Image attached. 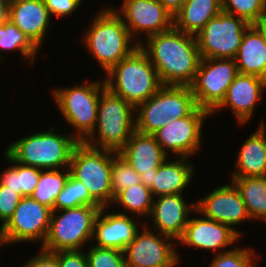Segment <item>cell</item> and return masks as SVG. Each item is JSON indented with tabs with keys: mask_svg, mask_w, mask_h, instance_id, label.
<instances>
[{
	"mask_svg": "<svg viewBox=\"0 0 266 267\" xmlns=\"http://www.w3.org/2000/svg\"><path fill=\"white\" fill-rule=\"evenodd\" d=\"M142 41L139 47L155 67L162 85L192 84L201 60L195 35L173 26Z\"/></svg>",
	"mask_w": 266,
	"mask_h": 267,
	"instance_id": "obj_1",
	"label": "cell"
},
{
	"mask_svg": "<svg viewBox=\"0 0 266 267\" xmlns=\"http://www.w3.org/2000/svg\"><path fill=\"white\" fill-rule=\"evenodd\" d=\"M99 9L88 23L90 25L82 35L81 42L106 74L139 45L134 42L122 18L111 6Z\"/></svg>",
	"mask_w": 266,
	"mask_h": 267,
	"instance_id": "obj_2",
	"label": "cell"
},
{
	"mask_svg": "<svg viewBox=\"0 0 266 267\" xmlns=\"http://www.w3.org/2000/svg\"><path fill=\"white\" fill-rule=\"evenodd\" d=\"M56 127L23 136L11 142L5 151L20 164L46 169L69 168L71 154L79 143L69 132Z\"/></svg>",
	"mask_w": 266,
	"mask_h": 267,
	"instance_id": "obj_3",
	"label": "cell"
},
{
	"mask_svg": "<svg viewBox=\"0 0 266 267\" xmlns=\"http://www.w3.org/2000/svg\"><path fill=\"white\" fill-rule=\"evenodd\" d=\"M104 75L106 88L134 108L153 96L162 86L155 67L140 47Z\"/></svg>",
	"mask_w": 266,
	"mask_h": 267,
	"instance_id": "obj_4",
	"label": "cell"
},
{
	"mask_svg": "<svg viewBox=\"0 0 266 267\" xmlns=\"http://www.w3.org/2000/svg\"><path fill=\"white\" fill-rule=\"evenodd\" d=\"M135 131V108L105 88L98 103L97 122L83 141L97 149L119 152Z\"/></svg>",
	"mask_w": 266,
	"mask_h": 267,
	"instance_id": "obj_5",
	"label": "cell"
},
{
	"mask_svg": "<svg viewBox=\"0 0 266 267\" xmlns=\"http://www.w3.org/2000/svg\"><path fill=\"white\" fill-rule=\"evenodd\" d=\"M103 78L69 87L51 88L53 101L60 115L75 130L71 135L83 142L94 130L97 122L98 103L106 88ZM74 133V134H73Z\"/></svg>",
	"mask_w": 266,
	"mask_h": 267,
	"instance_id": "obj_6",
	"label": "cell"
},
{
	"mask_svg": "<svg viewBox=\"0 0 266 267\" xmlns=\"http://www.w3.org/2000/svg\"><path fill=\"white\" fill-rule=\"evenodd\" d=\"M196 108L190 86L162 85L135 108V130L153 135L169 122L189 116Z\"/></svg>",
	"mask_w": 266,
	"mask_h": 267,
	"instance_id": "obj_7",
	"label": "cell"
},
{
	"mask_svg": "<svg viewBox=\"0 0 266 267\" xmlns=\"http://www.w3.org/2000/svg\"><path fill=\"white\" fill-rule=\"evenodd\" d=\"M101 206L52 211L48 234L41 246L49 252L83 250L92 244L94 223ZM89 244V245H88Z\"/></svg>",
	"mask_w": 266,
	"mask_h": 267,
	"instance_id": "obj_8",
	"label": "cell"
},
{
	"mask_svg": "<svg viewBox=\"0 0 266 267\" xmlns=\"http://www.w3.org/2000/svg\"><path fill=\"white\" fill-rule=\"evenodd\" d=\"M113 151L97 149L79 142L70 159V174L82 182L101 207H112L111 167Z\"/></svg>",
	"mask_w": 266,
	"mask_h": 267,
	"instance_id": "obj_9",
	"label": "cell"
},
{
	"mask_svg": "<svg viewBox=\"0 0 266 267\" xmlns=\"http://www.w3.org/2000/svg\"><path fill=\"white\" fill-rule=\"evenodd\" d=\"M52 211L31 196L22 197L11 218L0 228L1 246L37 242L41 247L48 234Z\"/></svg>",
	"mask_w": 266,
	"mask_h": 267,
	"instance_id": "obj_10",
	"label": "cell"
},
{
	"mask_svg": "<svg viewBox=\"0 0 266 267\" xmlns=\"http://www.w3.org/2000/svg\"><path fill=\"white\" fill-rule=\"evenodd\" d=\"M237 74L234 59L201 58L195 78L190 85L197 107L211 113L223 101Z\"/></svg>",
	"mask_w": 266,
	"mask_h": 267,
	"instance_id": "obj_11",
	"label": "cell"
},
{
	"mask_svg": "<svg viewBox=\"0 0 266 267\" xmlns=\"http://www.w3.org/2000/svg\"><path fill=\"white\" fill-rule=\"evenodd\" d=\"M144 222L124 250L126 267H178L181 255L177 242ZM156 232V233H155ZM180 255V256H179Z\"/></svg>",
	"mask_w": 266,
	"mask_h": 267,
	"instance_id": "obj_12",
	"label": "cell"
},
{
	"mask_svg": "<svg viewBox=\"0 0 266 267\" xmlns=\"http://www.w3.org/2000/svg\"><path fill=\"white\" fill-rule=\"evenodd\" d=\"M249 26L244 19L221 11L196 35L201 58L234 59Z\"/></svg>",
	"mask_w": 266,
	"mask_h": 267,
	"instance_id": "obj_13",
	"label": "cell"
},
{
	"mask_svg": "<svg viewBox=\"0 0 266 267\" xmlns=\"http://www.w3.org/2000/svg\"><path fill=\"white\" fill-rule=\"evenodd\" d=\"M210 116L206 109L197 107L189 116L169 122L153 135L169 157L173 153L172 157L192 158L201 150L202 129Z\"/></svg>",
	"mask_w": 266,
	"mask_h": 267,
	"instance_id": "obj_14",
	"label": "cell"
},
{
	"mask_svg": "<svg viewBox=\"0 0 266 267\" xmlns=\"http://www.w3.org/2000/svg\"><path fill=\"white\" fill-rule=\"evenodd\" d=\"M120 6L119 9L111 7L138 45L142 42L139 35L147 39L174 26V17L157 0H123Z\"/></svg>",
	"mask_w": 266,
	"mask_h": 267,
	"instance_id": "obj_15",
	"label": "cell"
},
{
	"mask_svg": "<svg viewBox=\"0 0 266 267\" xmlns=\"http://www.w3.org/2000/svg\"><path fill=\"white\" fill-rule=\"evenodd\" d=\"M240 237L230 226L206 218L196 209L191 214L182 237L177 241V246L212 251L217 255L233 249L234 245L241 240Z\"/></svg>",
	"mask_w": 266,
	"mask_h": 267,
	"instance_id": "obj_16",
	"label": "cell"
},
{
	"mask_svg": "<svg viewBox=\"0 0 266 267\" xmlns=\"http://www.w3.org/2000/svg\"><path fill=\"white\" fill-rule=\"evenodd\" d=\"M209 194L196 199V209L206 218L230 226L240 236L235 228L239 224L250 221L245 203L236 186L230 181L228 184L215 186Z\"/></svg>",
	"mask_w": 266,
	"mask_h": 267,
	"instance_id": "obj_17",
	"label": "cell"
},
{
	"mask_svg": "<svg viewBox=\"0 0 266 267\" xmlns=\"http://www.w3.org/2000/svg\"><path fill=\"white\" fill-rule=\"evenodd\" d=\"M266 92V80L255 75L238 73L226 91L223 101L210 113L211 116L222 112L225 108L231 110L238 125L243 126L255 115ZM229 107V108H228ZM219 110V111H218Z\"/></svg>",
	"mask_w": 266,
	"mask_h": 267,
	"instance_id": "obj_18",
	"label": "cell"
},
{
	"mask_svg": "<svg viewBox=\"0 0 266 267\" xmlns=\"http://www.w3.org/2000/svg\"><path fill=\"white\" fill-rule=\"evenodd\" d=\"M109 208L102 207L95 219L92 243L94 242V246L99 248L124 251L144 221H139V218L131 215L114 212L115 210L111 211Z\"/></svg>",
	"mask_w": 266,
	"mask_h": 267,
	"instance_id": "obj_19",
	"label": "cell"
},
{
	"mask_svg": "<svg viewBox=\"0 0 266 267\" xmlns=\"http://www.w3.org/2000/svg\"><path fill=\"white\" fill-rule=\"evenodd\" d=\"M184 196L185 194H173L154 198L149 216L152 230L176 242L182 237L190 215L196 210V201L192 199L189 203Z\"/></svg>",
	"mask_w": 266,
	"mask_h": 267,
	"instance_id": "obj_20",
	"label": "cell"
},
{
	"mask_svg": "<svg viewBox=\"0 0 266 267\" xmlns=\"http://www.w3.org/2000/svg\"><path fill=\"white\" fill-rule=\"evenodd\" d=\"M118 154L140 175L141 183L148 188L153 185L158 167L169 157L154 135L136 130Z\"/></svg>",
	"mask_w": 266,
	"mask_h": 267,
	"instance_id": "obj_21",
	"label": "cell"
},
{
	"mask_svg": "<svg viewBox=\"0 0 266 267\" xmlns=\"http://www.w3.org/2000/svg\"><path fill=\"white\" fill-rule=\"evenodd\" d=\"M9 20L42 48L52 21L43 0H9Z\"/></svg>",
	"mask_w": 266,
	"mask_h": 267,
	"instance_id": "obj_22",
	"label": "cell"
},
{
	"mask_svg": "<svg viewBox=\"0 0 266 267\" xmlns=\"http://www.w3.org/2000/svg\"><path fill=\"white\" fill-rule=\"evenodd\" d=\"M235 170L230 178L266 176V124L264 118L257 129L241 143L236 151Z\"/></svg>",
	"mask_w": 266,
	"mask_h": 267,
	"instance_id": "obj_23",
	"label": "cell"
},
{
	"mask_svg": "<svg viewBox=\"0 0 266 267\" xmlns=\"http://www.w3.org/2000/svg\"><path fill=\"white\" fill-rule=\"evenodd\" d=\"M168 157L157 169L150 187L155 197L162 195L185 194L187 187L195 177V165L186 157Z\"/></svg>",
	"mask_w": 266,
	"mask_h": 267,
	"instance_id": "obj_24",
	"label": "cell"
},
{
	"mask_svg": "<svg viewBox=\"0 0 266 267\" xmlns=\"http://www.w3.org/2000/svg\"><path fill=\"white\" fill-rule=\"evenodd\" d=\"M234 60L238 73L266 80V43L253 25L245 30Z\"/></svg>",
	"mask_w": 266,
	"mask_h": 267,
	"instance_id": "obj_25",
	"label": "cell"
},
{
	"mask_svg": "<svg viewBox=\"0 0 266 267\" xmlns=\"http://www.w3.org/2000/svg\"><path fill=\"white\" fill-rule=\"evenodd\" d=\"M222 11L220 0H189L174 16V27L184 33L197 35Z\"/></svg>",
	"mask_w": 266,
	"mask_h": 267,
	"instance_id": "obj_26",
	"label": "cell"
},
{
	"mask_svg": "<svg viewBox=\"0 0 266 267\" xmlns=\"http://www.w3.org/2000/svg\"><path fill=\"white\" fill-rule=\"evenodd\" d=\"M251 220L266 223V176L231 178Z\"/></svg>",
	"mask_w": 266,
	"mask_h": 267,
	"instance_id": "obj_27",
	"label": "cell"
},
{
	"mask_svg": "<svg viewBox=\"0 0 266 267\" xmlns=\"http://www.w3.org/2000/svg\"><path fill=\"white\" fill-rule=\"evenodd\" d=\"M4 160L11 165L2 170L0 183L7 186L22 197L31 196L37 186L41 170L37 167L27 166L16 162L5 150Z\"/></svg>",
	"mask_w": 266,
	"mask_h": 267,
	"instance_id": "obj_28",
	"label": "cell"
},
{
	"mask_svg": "<svg viewBox=\"0 0 266 267\" xmlns=\"http://www.w3.org/2000/svg\"><path fill=\"white\" fill-rule=\"evenodd\" d=\"M2 51H5V54L8 51L19 52L20 58L22 57L21 61L25 60V66L29 64L31 67L36 64L37 55H39V48L9 19L0 26V62L5 58Z\"/></svg>",
	"mask_w": 266,
	"mask_h": 267,
	"instance_id": "obj_29",
	"label": "cell"
},
{
	"mask_svg": "<svg viewBox=\"0 0 266 267\" xmlns=\"http://www.w3.org/2000/svg\"><path fill=\"white\" fill-rule=\"evenodd\" d=\"M153 201L154 196L150 188L139 183L120 191L115 196L112 206L115 204L116 207L119 206L117 208L121 210L118 213L131 215L142 220L144 217L145 219L149 218Z\"/></svg>",
	"mask_w": 266,
	"mask_h": 267,
	"instance_id": "obj_30",
	"label": "cell"
},
{
	"mask_svg": "<svg viewBox=\"0 0 266 267\" xmlns=\"http://www.w3.org/2000/svg\"><path fill=\"white\" fill-rule=\"evenodd\" d=\"M70 169L41 170L40 179L31 197L54 211L57 196L63 190Z\"/></svg>",
	"mask_w": 266,
	"mask_h": 267,
	"instance_id": "obj_31",
	"label": "cell"
},
{
	"mask_svg": "<svg viewBox=\"0 0 266 267\" xmlns=\"http://www.w3.org/2000/svg\"><path fill=\"white\" fill-rule=\"evenodd\" d=\"M100 206L89 194L84 184L69 175L63 190L54 204V210L77 208L80 206Z\"/></svg>",
	"mask_w": 266,
	"mask_h": 267,
	"instance_id": "obj_32",
	"label": "cell"
},
{
	"mask_svg": "<svg viewBox=\"0 0 266 267\" xmlns=\"http://www.w3.org/2000/svg\"><path fill=\"white\" fill-rule=\"evenodd\" d=\"M222 11L253 25L266 17V0H220Z\"/></svg>",
	"mask_w": 266,
	"mask_h": 267,
	"instance_id": "obj_33",
	"label": "cell"
},
{
	"mask_svg": "<svg viewBox=\"0 0 266 267\" xmlns=\"http://www.w3.org/2000/svg\"><path fill=\"white\" fill-rule=\"evenodd\" d=\"M257 252L252 247L235 246L233 249L215 254L208 267H257Z\"/></svg>",
	"mask_w": 266,
	"mask_h": 267,
	"instance_id": "obj_34",
	"label": "cell"
},
{
	"mask_svg": "<svg viewBox=\"0 0 266 267\" xmlns=\"http://www.w3.org/2000/svg\"><path fill=\"white\" fill-rule=\"evenodd\" d=\"M139 183H141L140 175L118 152L113 151L111 167V189L113 196L115 197L120 191Z\"/></svg>",
	"mask_w": 266,
	"mask_h": 267,
	"instance_id": "obj_35",
	"label": "cell"
},
{
	"mask_svg": "<svg viewBox=\"0 0 266 267\" xmlns=\"http://www.w3.org/2000/svg\"><path fill=\"white\" fill-rule=\"evenodd\" d=\"M85 251L88 267H126L124 251L109 248H99L89 245Z\"/></svg>",
	"mask_w": 266,
	"mask_h": 267,
	"instance_id": "obj_36",
	"label": "cell"
},
{
	"mask_svg": "<svg viewBox=\"0 0 266 267\" xmlns=\"http://www.w3.org/2000/svg\"><path fill=\"white\" fill-rule=\"evenodd\" d=\"M21 198L19 193L0 183V228L11 218Z\"/></svg>",
	"mask_w": 266,
	"mask_h": 267,
	"instance_id": "obj_37",
	"label": "cell"
},
{
	"mask_svg": "<svg viewBox=\"0 0 266 267\" xmlns=\"http://www.w3.org/2000/svg\"><path fill=\"white\" fill-rule=\"evenodd\" d=\"M45 7L51 18L60 19L67 18L77 12V9H81V5L85 3L84 0H43ZM80 6V7H79Z\"/></svg>",
	"mask_w": 266,
	"mask_h": 267,
	"instance_id": "obj_38",
	"label": "cell"
},
{
	"mask_svg": "<svg viewBox=\"0 0 266 267\" xmlns=\"http://www.w3.org/2000/svg\"><path fill=\"white\" fill-rule=\"evenodd\" d=\"M70 250L53 252L57 256L59 267H88L86 251Z\"/></svg>",
	"mask_w": 266,
	"mask_h": 267,
	"instance_id": "obj_39",
	"label": "cell"
},
{
	"mask_svg": "<svg viewBox=\"0 0 266 267\" xmlns=\"http://www.w3.org/2000/svg\"><path fill=\"white\" fill-rule=\"evenodd\" d=\"M40 252L28 258L22 264V267H59L57 256L53 252H49L40 248Z\"/></svg>",
	"mask_w": 266,
	"mask_h": 267,
	"instance_id": "obj_40",
	"label": "cell"
},
{
	"mask_svg": "<svg viewBox=\"0 0 266 267\" xmlns=\"http://www.w3.org/2000/svg\"><path fill=\"white\" fill-rule=\"evenodd\" d=\"M165 9L174 17L181 9L183 2L182 0H157Z\"/></svg>",
	"mask_w": 266,
	"mask_h": 267,
	"instance_id": "obj_41",
	"label": "cell"
},
{
	"mask_svg": "<svg viewBox=\"0 0 266 267\" xmlns=\"http://www.w3.org/2000/svg\"><path fill=\"white\" fill-rule=\"evenodd\" d=\"M9 19V0H0V26Z\"/></svg>",
	"mask_w": 266,
	"mask_h": 267,
	"instance_id": "obj_42",
	"label": "cell"
},
{
	"mask_svg": "<svg viewBox=\"0 0 266 267\" xmlns=\"http://www.w3.org/2000/svg\"><path fill=\"white\" fill-rule=\"evenodd\" d=\"M253 26L259 31L266 43V17L254 23Z\"/></svg>",
	"mask_w": 266,
	"mask_h": 267,
	"instance_id": "obj_43",
	"label": "cell"
}]
</instances>
